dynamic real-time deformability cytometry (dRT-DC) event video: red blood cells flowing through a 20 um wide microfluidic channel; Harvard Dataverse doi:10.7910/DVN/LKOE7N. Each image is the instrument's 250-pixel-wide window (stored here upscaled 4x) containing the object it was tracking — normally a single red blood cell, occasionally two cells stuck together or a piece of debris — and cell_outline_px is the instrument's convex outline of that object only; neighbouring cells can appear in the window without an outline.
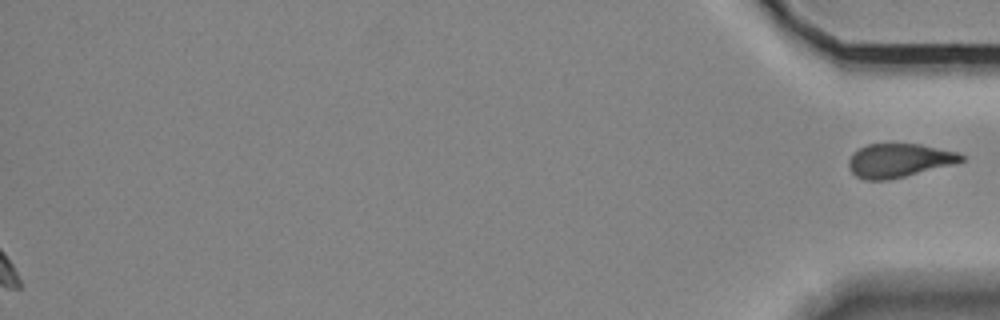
{"species": "Egyptian fruit bat (a non-hibernating species)", "species_latin": "Rousettus aegyptiacus", "temperature_condition": "room temperature", "stored_images_in_passage": 33, "segment_of_instrument_passage": [2, 2], "camera_frame_rate_fps": 3000, "um_per_image_px": 0.085, "animal": {"sex": "female"}, "frame": {"image": 1, "passage_image": 33, "time_ms": 10.667, "image_size_px": [1000, 320], "cell_outline_px": [[964, 160], [956, 164], [888, 180], [864, 180], [856, 176], [848, 168], [848, 160], [860, 148], [868, 144], [920, 144], [960, 152], [964, 156]], "centroid_in_image_um": [76.45, 13.64], "position_along_channel_um": 358.7, "area_um2": 22.2}}